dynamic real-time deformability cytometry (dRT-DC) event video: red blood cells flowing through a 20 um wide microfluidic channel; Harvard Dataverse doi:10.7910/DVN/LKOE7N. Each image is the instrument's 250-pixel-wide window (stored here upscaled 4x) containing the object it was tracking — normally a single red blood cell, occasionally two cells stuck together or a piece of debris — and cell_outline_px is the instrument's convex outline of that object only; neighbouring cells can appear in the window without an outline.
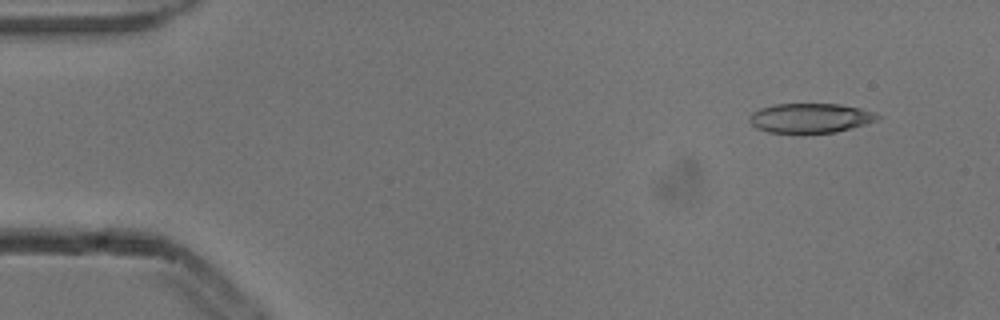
{"species": "common noctule bat (a hibernating species)", "species_latin": "Nyctalus noctula", "temperature_condition": "cold", "stored_images_in_passage": 5, "camera_frame_rate_fps": 3000, "um_per_image_px": 0.085, "animal": {"sex": "male", "body_mass_g": 13.3}, "frame": {"image": 1, "passage_image": 2, "time_ms": 0.333, "image_size_px": [1000, 320], "cell_outline_px": [[880, 116], [876, 120], [864, 124], [836, 132], [804, 136], [768, 132], [756, 128], [748, 120], [748, 116], [752, 112], [760, 108], [772, 104], [840, 104], [860, 108], [876, 112]], "centroid_in_image_um": [68.81, 10.07], "position_along_channel_um": 16.2, "area_um2": 22.89}}
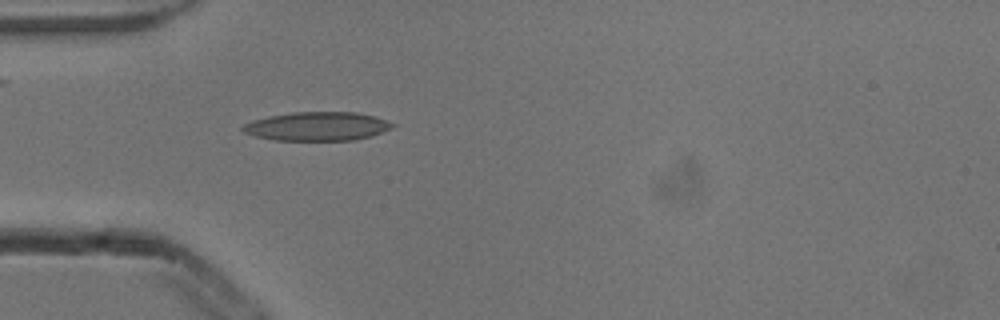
{"frame": {"image": 2, "passage_image": 5, "time_ms": 1.333, "image_size_px": [1000, 320], "cell_outline_px": [[396, 124], [392, 128], [372, 136], [352, 140], [276, 140], [256, 136], [244, 132], [240, 128], [244, 124], [252, 120], [268, 116], [292, 112], [356, 112], [376, 116]], "centroid_in_image_um": [26.98, 10.73], "position_along_channel_um": 58.0, "area_um2": 25.14}}